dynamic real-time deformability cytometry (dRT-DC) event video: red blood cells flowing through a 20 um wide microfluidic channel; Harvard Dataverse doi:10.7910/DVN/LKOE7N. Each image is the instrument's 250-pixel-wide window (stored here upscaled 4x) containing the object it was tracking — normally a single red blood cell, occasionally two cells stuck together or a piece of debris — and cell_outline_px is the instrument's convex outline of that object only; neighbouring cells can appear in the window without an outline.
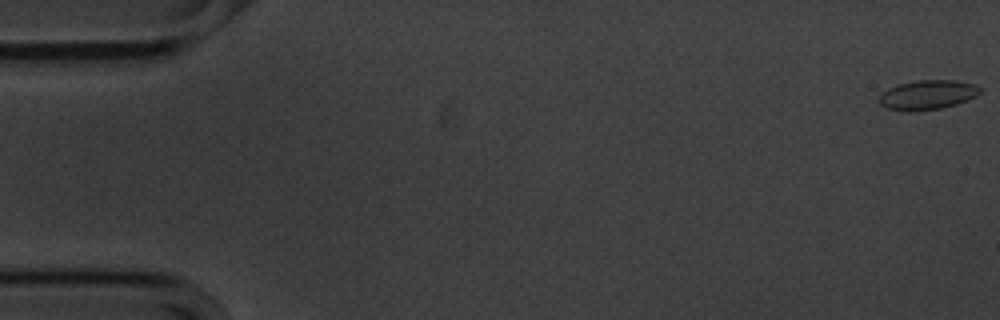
{"species": "common noctule bat (a hibernating species)", "species_latin": "Nyctalus noctula", "temperature_condition": "cold", "stored_images_in_passage": 56, "camera_frame_rate_fps": 3000, "um_per_image_px": 0.085, "animal": {"sex": "male", "body_mass_g": 20.1, "forearm_length_mm": 53.5}, "frame": {"image": 1, "passage_image": 1, "time_ms": 0.0, "image_size_px": [1000, 320], "cell_outline_px": [[980, 92], [976, 96], [968, 100], [956, 104], [940, 108], [908, 112], [888, 108], [880, 104], [880, 96], [888, 88], [900, 84], [920, 80], [956, 80], [972, 84], [980, 88]], "centroid_in_image_um": [78.85, 8.06], "position_along_channel_um": 6.2, "area_um2": 17.05}}
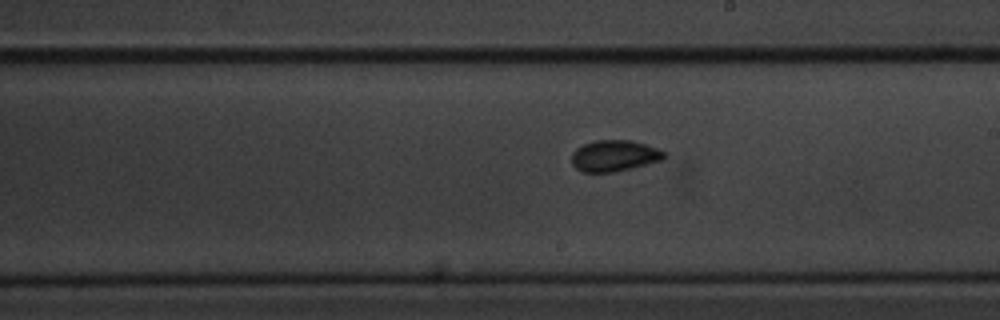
{"frame": {"image": 2, "passage_image": 32, "time_ms": 10.333, "image_size_px": [1000, 320], "cell_outline_px": [[664, 160], [616, 172], [584, 172], [576, 168], [572, 164], [572, 152], [576, 148], [592, 140], [632, 140], [656, 148], [664, 152]], "centroid_in_image_um": [52.2, 13.24], "position_along_channel_um": 236.8, "area_um2": 16.88}}
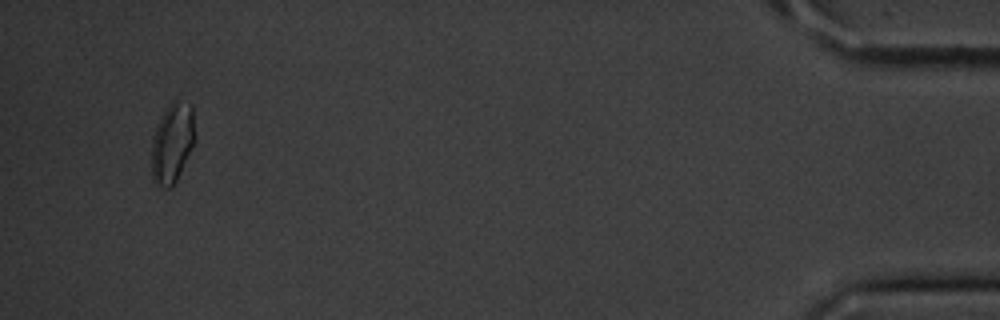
{"frame": {"image": 3, "passage_image": 54, "time_ms": 17.667, "image_size_px": [1000, 320], "cell_outline_px": [[196, 136], [176, 180], [172, 188], [160, 188], [152, 180], [152, 140], [160, 116], [172, 100], [176, 100], [192, 104]], "centroid_in_image_um": [14.64, 12.13], "position_along_channel_um": 420.6, "area_um2": 20.17}, "authors_computed_cell_mechanics": {"area_um2": 16.5308, "velocity_mm_per_s": 3.5596, "shape_relaxation_time_tau1_ms": 2.0522, "shape_relaxation_time_tau2_ms": 1.178, "deformation_change_tau1": 0.0756, "deformation_change_tau2": 0.0371}}